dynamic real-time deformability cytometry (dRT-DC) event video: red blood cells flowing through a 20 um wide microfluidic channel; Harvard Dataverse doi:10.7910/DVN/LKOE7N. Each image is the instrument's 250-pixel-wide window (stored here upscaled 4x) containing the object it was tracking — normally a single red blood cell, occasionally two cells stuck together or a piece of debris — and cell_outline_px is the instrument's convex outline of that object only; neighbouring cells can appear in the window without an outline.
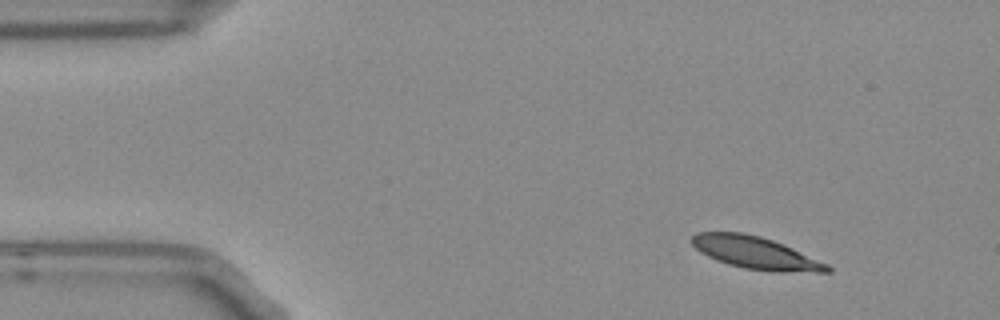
{"species": "Egyptian fruit bat (a non-hibernating species)", "species_latin": "Rousettus aegyptiacus", "temperature_condition": "room temperature", "stored_images_in_passage": 3, "camera_frame_rate_fps": 3000, "um_per_image_px": 0.085, "frame": {"image": 1, "passage_image": 1, "time_ms": 0.0, "image_size_px": [1000, 320], "cell_outline_px": [[832, 272], [772, 272], [744, 268], [728, 264], [716, 260], [700, 252], [688, 240], [696, 232], [744, 232], [760, 236], [784, 244], [828, 264], [832, 268]], "centroid_in_image_um": [64.22, 21.49], "position_along_channel_um": 20.8, "area_um2": 25.72}}